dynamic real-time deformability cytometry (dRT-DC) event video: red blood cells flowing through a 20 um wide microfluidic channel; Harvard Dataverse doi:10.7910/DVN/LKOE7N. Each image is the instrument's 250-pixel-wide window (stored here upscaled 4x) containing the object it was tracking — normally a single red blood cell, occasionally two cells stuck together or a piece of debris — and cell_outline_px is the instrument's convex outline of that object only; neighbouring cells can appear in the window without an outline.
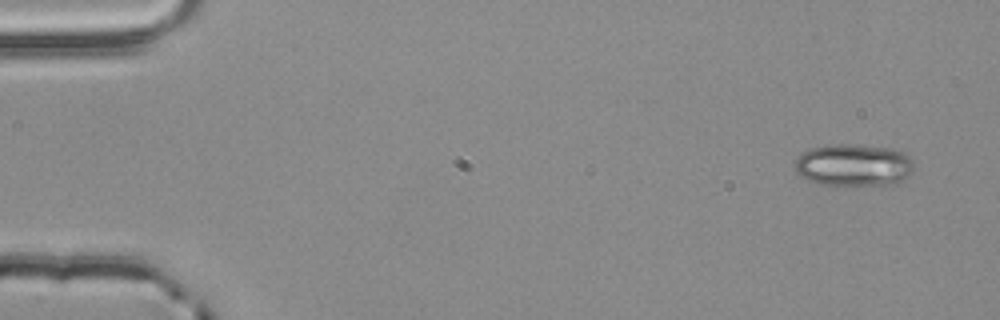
{"species": "common noctule bat (a hibernating species)", "species_latin": "Nyctalus noctula", "temperature_condition": "room temperature", "stored_images_in_passage": 4, "camera_frame_rate_fps": 3000, "um_per_image_px": 0.085, "animal": {"sex": "male", "body_mass_g": 20.4}, "frame": {"image": 1, "passage_image": 1, "time_ms": 0.0, "image_size_px": [1000, 320], "cell_outline_px": [[912, 172], [904, 180], [896, 184], [820, 184], [808, 180], [800, 176], [792, 168], [796, 160], [808, 148], [828, 144], [852, 144], [892, 148], [904, 152], [912, 160]], "centroid_in_image_um": [72.54, 14.01], "position_along_channel_um": 12.5, "area_um2": 29.36}}